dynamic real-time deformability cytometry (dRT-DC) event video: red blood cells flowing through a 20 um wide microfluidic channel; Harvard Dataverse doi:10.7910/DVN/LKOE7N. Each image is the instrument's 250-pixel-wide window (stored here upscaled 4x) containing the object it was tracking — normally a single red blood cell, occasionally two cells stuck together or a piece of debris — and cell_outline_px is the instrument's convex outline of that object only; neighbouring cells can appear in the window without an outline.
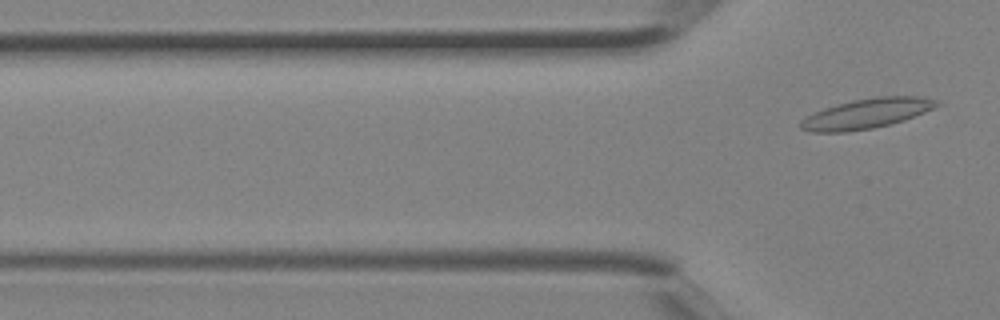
{"species": "Egyptian fruit bat (a non-hibernating species)", "species_latin": "Rousettus aegyptiacus", "temperature_condition": "room temperature", "stored_images_in_passage": 4, "camera_frame_rate_fps": 3000, "um_per_image_px": 0.085, "animal": {"sex": "female"}, "frame": {"image": 1, "passage_image": 4, "time_ms": 1.0, "image_size_px": [1000, 320], "cell_outline_px": [[944, 104], [936, 108], [904, 120], [872, 128], [848, 132], [808, 132], [800, 128], [800, 120], [824, 108], [836, 104], [852, 100], [876, 96], [920, 96], [936, 100]], "centroid_in_image_um": [73.7, 9.64], "position_along_channel_um": 52.1, "area_um2": 23.87}}